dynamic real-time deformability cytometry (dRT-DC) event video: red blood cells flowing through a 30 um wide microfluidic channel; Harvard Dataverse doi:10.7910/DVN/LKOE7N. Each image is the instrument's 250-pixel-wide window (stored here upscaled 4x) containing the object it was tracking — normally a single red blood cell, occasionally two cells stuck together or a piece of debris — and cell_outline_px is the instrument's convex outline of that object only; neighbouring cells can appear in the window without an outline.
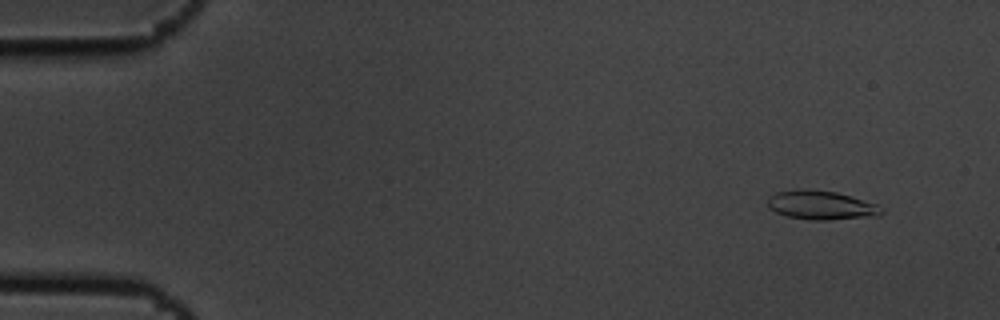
{"species": "common noctule bat (a hibernating species)", "species_latin": "Nyctalus noctula", "temperature_condition": "cold", "stored_images_in_passage": 9, "camera_frame_rate_fps": 3000, "um_per_image_px": 0.085, "animal": {"sex": "male", "body_mass_g": 19.5, "forearm_length_mm": 54.6}, "frame": {"image": 1, "passage_image": 2, "time_ms": 0.333, "image_size_px": [1000, 320], "cell_outline_px": [[884, 212], [880, 216], [828, 220], [808, 220], [788, 216], [776, 212], [768, 208], [768, 196], [776, 192], [796, 188], [800, 188], [836, 192], [876, 204], [884, 208]], "centroid_in_image_um": [69.79, 17.44], "position_along_channel_um": 15.2, "area_um2": 19.42}}
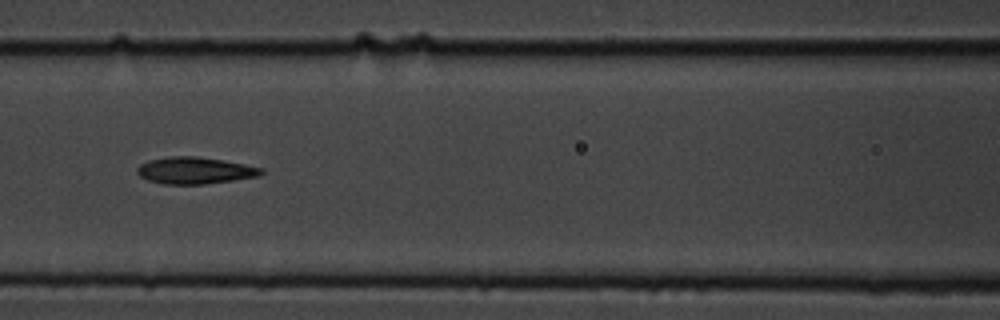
{"frame": {"image": 2, "passage_image": 7, "time_ms": 2.0, "image_size_px": [1000, 320], "cell_outline_px": [[264, 172], [256, 176], [232, 180], [204, 184], [164, 184], [148, 180], [140, 176], [136, 172], [136, 168], [140, 164], [148, 160], [168, 156], [196, 156], [244, 164], [264, 168]], "centroid_in_image_um": [16.51, 14.48], "position_along_channel_um": 150.1, "area_um2": 19.25}}
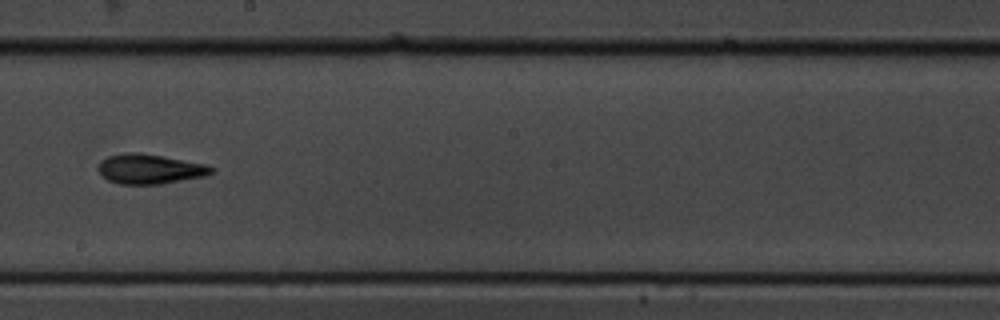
{"frame": {"image": 3, "passage_image": 9, "time_ms": 2.667, "image_size_px": [1000, 320], "cell_outline_px": [[216, 172], [204, 176], [160, 184], [120, 184], [108, 180], [96, 168], [100, 160], [108, 156], [128, 152], [140, 152], [204, 164], [216, 168]], "centroid_in_image_um": [12.72, 14.36], "position_along_channel_um": 235.5, "area_um2": 19.59}}